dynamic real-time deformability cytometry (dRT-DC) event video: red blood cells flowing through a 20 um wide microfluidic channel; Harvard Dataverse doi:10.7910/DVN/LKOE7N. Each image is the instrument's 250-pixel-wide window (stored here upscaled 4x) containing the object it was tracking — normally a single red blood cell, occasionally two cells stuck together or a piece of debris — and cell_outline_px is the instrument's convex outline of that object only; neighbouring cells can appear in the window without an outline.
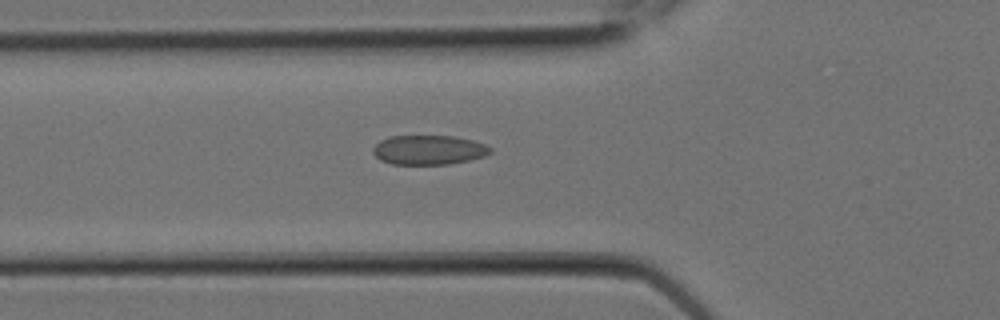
{"species": "Egyptian fruit bat (a non-hibernating species)", "species_latin": "Rousettus aegyptiacus", "temperature_condition": "room temperature", "stored_images_in_passage": 7, "camera_frame_rate_fps": 3000, "um_per_image_px": 0.085, "animal": {"sex": "female"}, "frame": {"image": 1, "passage_image": 7, "time_ms": 2.0, "image_size_px": [1000, 320], "cell_outline_px": [[492, 152], [484, 156], [468, 160], [448, 164], [392, 164], [380, 160], [372, 152], [372, 148], [380, 140], [388, 136], [456, 136], [472, 140], [484, 144], [492, 148]], "centroid_in_image_um": [36.42, 12.74], "position_along_channel_um": 89.4, "area_um2": 20.17}}